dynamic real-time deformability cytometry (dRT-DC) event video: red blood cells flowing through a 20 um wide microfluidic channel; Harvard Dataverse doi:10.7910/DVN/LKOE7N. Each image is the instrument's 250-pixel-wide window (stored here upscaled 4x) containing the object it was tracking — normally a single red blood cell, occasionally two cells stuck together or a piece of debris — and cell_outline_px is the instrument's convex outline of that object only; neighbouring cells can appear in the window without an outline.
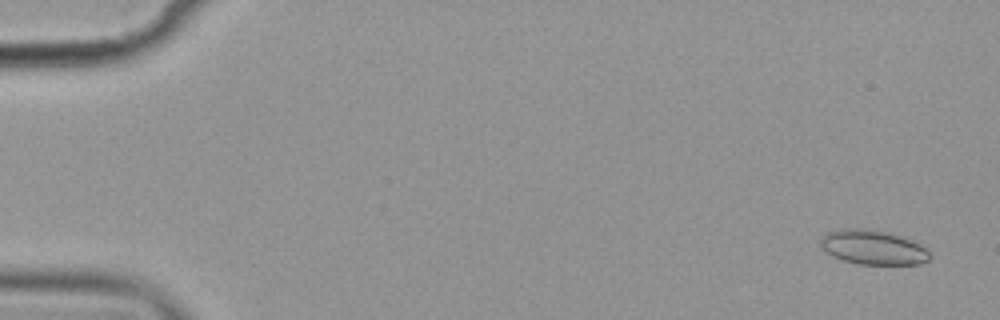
{"species": "common noctule bat (a hibernating species)", "species_latin": "Nyctalus noctula", "temperature_condition": "cold", "stored_images_in_passage": 7, "camera_frame_rate_fps": 3000, "um_per_image_px": 0.085, "animal": {"sex": "female", "body_mass_g": 19.9}, "frame": {"image": 1, "passage_image": 1, "time_ms": 0.0, "image_size_px": [1000, 320], "cell_outline_px": [[932, 256], [928, 260], [920, 264], [856, 264], [832, 256], [820, 248], [820, 240], [828, 232], [840, 228], [864, 228], [888, 232], [900, 236], [920, 244], [928, 248]], "centroid_in_image_um": [74.21, 21.02], "position_along_channel_um": 10.8, "area_um2": 22.14}}
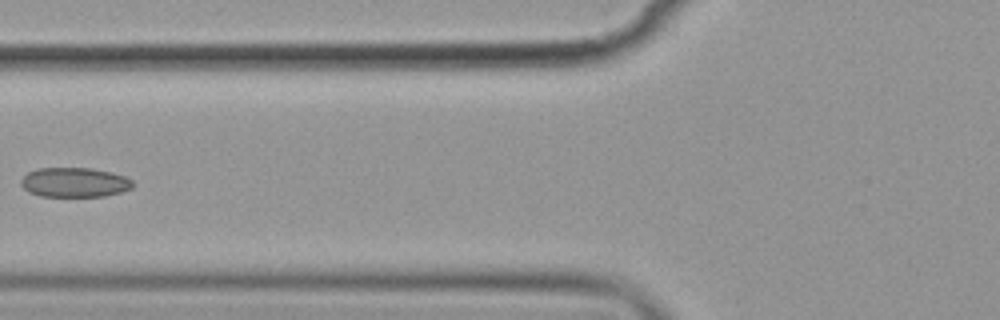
{"frame": {"image": 2, "passage_image": 7, "time_ms": 7.0, "image_size_px": [1000, 320], "cell_outline_px": [[132, 188], [120, 192], [104, 196], [40, 196], [28, 192], [20, 184], [20, 180], [28, 172], [40, 168], [88, 168], [112, 172], [124, 176], [132, 180]], "centroid_in_image_um": [6.31, 15.5], "position_along_channel_um": 119.5, "area_um2": 19.19}}